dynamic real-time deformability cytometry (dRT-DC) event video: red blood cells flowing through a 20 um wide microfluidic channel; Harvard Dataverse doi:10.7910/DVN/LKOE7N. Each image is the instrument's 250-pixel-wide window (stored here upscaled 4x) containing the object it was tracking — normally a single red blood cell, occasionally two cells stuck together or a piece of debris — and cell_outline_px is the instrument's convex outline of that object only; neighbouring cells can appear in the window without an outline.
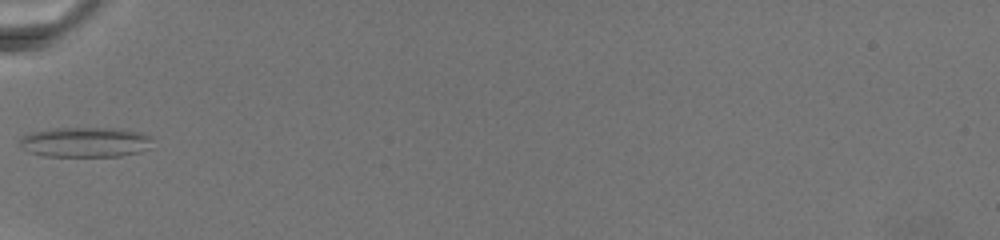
{"species": "common noctule bat (a hibernating species)", "species_latin": "Nyctalus noctula", "temperature_condition": "warm", "stored_images_in_passage": 4, "camera_frame_rate_fps": 3000, "um_per_image_px": 0.085, "animal": {"sex": "female", "body_mass_g": 19.5, "forearm_length_mm": 54.1}, "frame": {"image": 1, "passage_image": 1, "time_ms": 0.0, "image_size_px": [1000, 240], "cell_outline_px": [[148, 148], [140, 152], [120, 156], [44, 156], [28, 152], [20, 144], [20, 140], [28, 132], [56, 128], [112, 128], [140, 132], [148, 136]], "centroid_in_image_um": [7.18, 12.08], "position_along_channel_um": 77.8, "area_um2": 22.95}}